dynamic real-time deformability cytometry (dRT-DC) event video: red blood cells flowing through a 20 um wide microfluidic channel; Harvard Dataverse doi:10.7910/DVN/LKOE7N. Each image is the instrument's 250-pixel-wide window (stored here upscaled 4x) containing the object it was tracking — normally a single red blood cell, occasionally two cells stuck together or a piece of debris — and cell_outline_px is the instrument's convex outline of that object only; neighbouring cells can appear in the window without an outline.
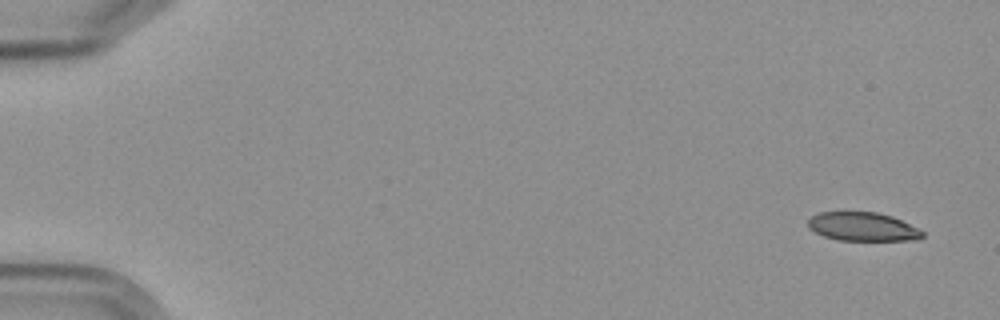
{"species": "Egyptian fruit bat (a non-hibernating species)", "species_latin": "Rousettus aegyptiacus", "temperature_condition": "cold", "stored_images_in_passage": 7, "camera_frame_rate_fps": 3000, "um_per_image_px": 0.085, "frame": {"image": 1, "passage_image": 1, "time_ms": 0.0, "image_size_px": [1000, 320], "cell_outline_px": [[924, 236], [916, 240], [840, 240], [824, 236], [808, 228], [808, 220], [812, 216], [820, 212], [876, 212], [892, 216], [924, 232]], "centroid_in_image_um": [73.31, 19.27], "position_along_channel_um": 11.7, "area_um2": 18.9}}
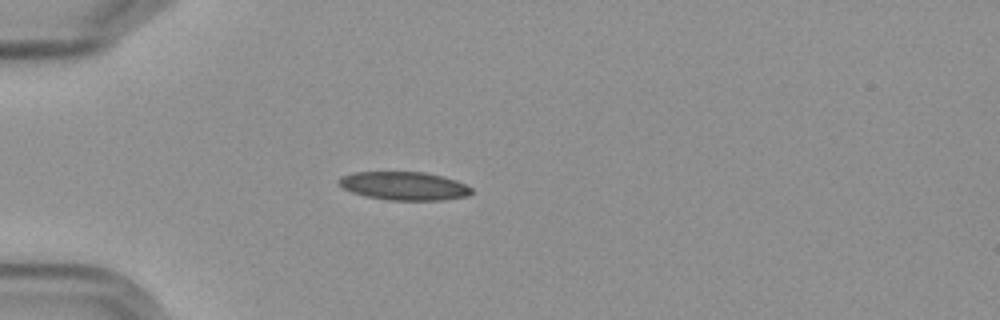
{"frame": {"image": 2, "passage_image": 5, "time_ms": 4.667, "image_size_px": [1000, 320], "cell_outline_px": [[472, 192], [468, 196], [444, 200], [388, 200], [368, 196], [352, 192], [344, 188], [336, 180], [340, 176], [352, 172], [424, 172], [456, 180], [472, 188]], "centroid_in_image_um": [34.34, 15.8], "position_along_channel_um": 50.7, "area_um2": 21.85}}
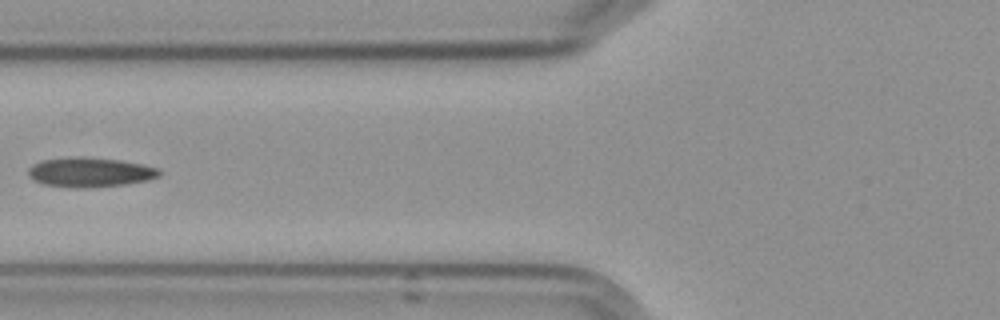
{"frame": {"image": 3, "passage_image": 7, "time_ms": 7.0, "image_size_px": [1000, 320], "cell_outline_px": [[160, 176], [148, 180], [124, 184], [84, 188], [76, 188], [44, 184], [32, 180], [28, 176], [28, 168], [32, 164], [40, 160], [72, 156], [84, 156], [120, 160], [144, 164], [160, 168]], "centroid_in_image_um": [7.63, 14.62], "position_along_channel_um": 118.2, "area_um2": 22.95}}